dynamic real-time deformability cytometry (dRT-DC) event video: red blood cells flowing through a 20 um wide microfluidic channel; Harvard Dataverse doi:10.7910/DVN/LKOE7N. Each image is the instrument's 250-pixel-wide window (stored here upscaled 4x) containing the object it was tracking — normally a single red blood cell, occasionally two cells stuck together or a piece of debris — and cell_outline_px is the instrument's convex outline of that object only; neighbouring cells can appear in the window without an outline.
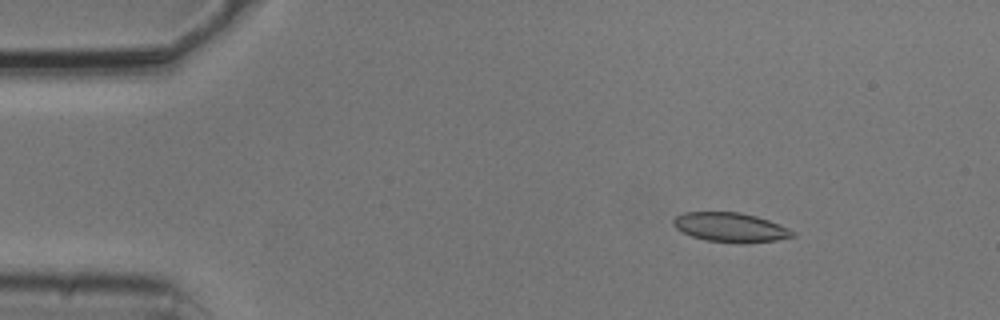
{"species": "common noctule bat (a hibernating species)", "species_latin": "Nyctalus noctula", "temperature_condition": "cold", "stored_images_in_passage": 5, "camera_frame_rate_fps": 3000, "um_per_image_px": 0.085, "animal": {"sex": "male", "body_mass_g": 20.5, "forearm_length_mm": 52.5}, "frame": {"image": 1, "passage_image": 3, "time_ms": 0.667, "image_size_px": [1000, 320], "cell_outline_px": [[796, 236], [776, 240], [740, 244], [708, 240], [692, 236], [676, 228], [672, 224], [672, 220], [676, 216], [684, 212], [740, 212], [756, 216], [768, 220], [788, 228], [796, 232]], "centroid_in_image_um": [62.1, 19.32], "position_along_channel_um": 22.9, "area_um2": 20.4}}